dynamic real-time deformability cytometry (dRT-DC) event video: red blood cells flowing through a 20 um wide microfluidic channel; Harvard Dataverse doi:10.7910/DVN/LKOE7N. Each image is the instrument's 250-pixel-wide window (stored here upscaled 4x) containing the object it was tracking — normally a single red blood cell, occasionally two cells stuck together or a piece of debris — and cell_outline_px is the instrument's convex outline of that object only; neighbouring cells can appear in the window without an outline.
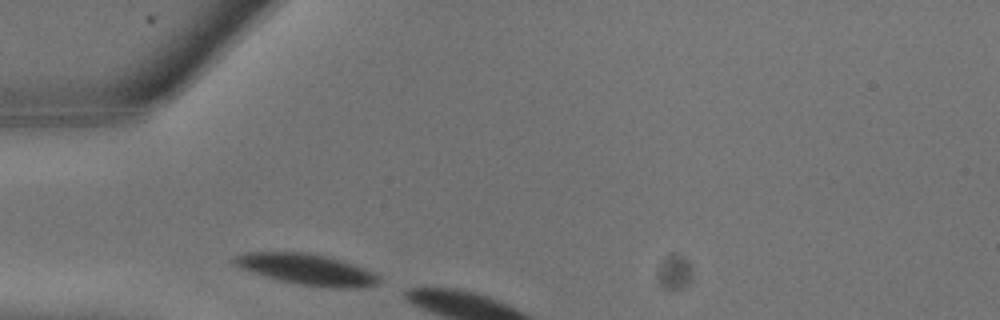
{"species": "common noctule bat (a hibernating species)", "species_latin": "Nyctalus noctula", "temperature_condition": "warm", "stored_images_in_passage": 2, "camera_frame_rate_fps": 3000, "um_per_image_px": 0.085, "animal": {"sex": "male", "body_mass_g": 13.3}, "frame": {"image": 1, "passage_image": 1, "time_ms": 0.0, "image_size_px": [1000, 320], "cell_outline_px": [[380, 280], [376, 284], [356, 288], [336, 288], [304, 284], [284, 280], [268, 276], [240, 268], [232, 260], [232, 256], [244, 252], [304, 252], [324, 256], [340, 260], [372, 272]], "centroid_in_image_um": [26.03, 22.87], "position_along_channel_um": 59.0, "area_um2": 25.14}}